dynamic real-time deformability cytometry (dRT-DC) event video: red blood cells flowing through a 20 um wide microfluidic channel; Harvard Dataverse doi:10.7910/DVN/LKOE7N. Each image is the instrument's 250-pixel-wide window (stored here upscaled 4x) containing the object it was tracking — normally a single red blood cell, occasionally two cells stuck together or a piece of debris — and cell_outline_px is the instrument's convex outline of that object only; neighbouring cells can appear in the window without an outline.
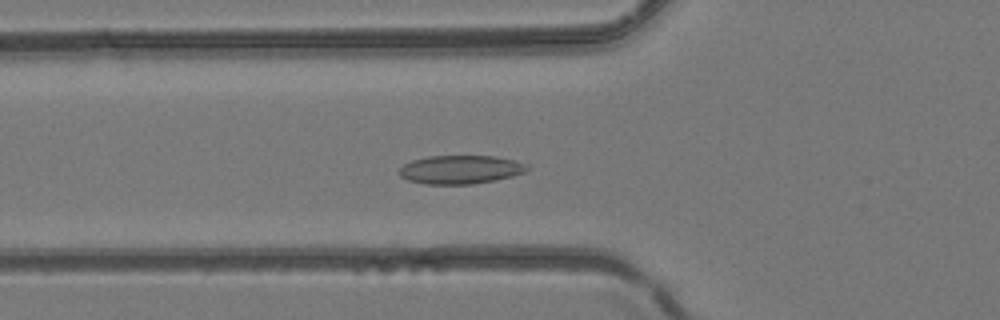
{"species": "common noctule bat (a hibernating species)", "species_latin": "Nyctalus noctula", "temperature_condition": "room temperature", "stored_images_in_passage": 46, "camera_frame_rate_fps": 3000, "um_per_image_px": 0.085, "animal": {"sex": "female", "body_mass_g": 24.6, "forearm_length_mm": 56.2}, "frame": {"image": 1, "passage_image": 16, "time_ms": 5.0, "image_size_px": [1000, 320], "cell_outline_px": [[528, 168], [524, 172], [512, 176], [496, 180], [472, 184], [424, 184], [408, 180], [400, 176], [400, 168], [404, 164], [412, 160], [428, 156], [492, 156], [512, 160], [528, 164]], "centroid_in_image_um": [39.12, 14.42], "position_along_channel_um": 86.7, "area_um2": 21.15}}
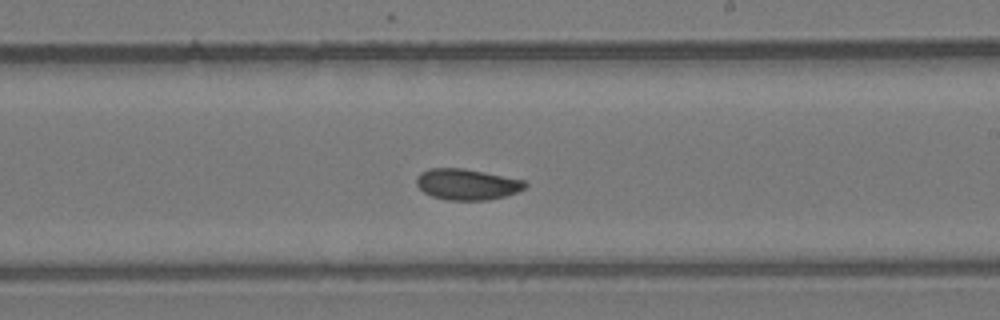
{"frame": {"image": 2, "passage_image": 27, "time_ms": 8.667, "image_size_px": [1000, 320], "cell_outline_px": [[528, 184], [524, 188], [516, 192], [504, 196], [488, 200], [448, 200], [432, 196], [424, 192], [416, 184], [416, 176], [420, 172], [428, 168], [464, 168], [524, 180]], "centroid_in_image_um": [39.66, 15.66], "position_along_channel_um": 249.3, "area_um2": 19.59}}
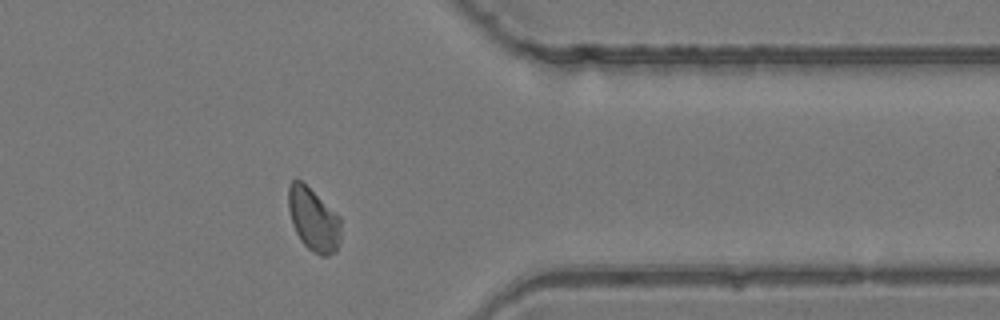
{"frame": {"image": 3, "passage_image": 37, "time_ms": 12.0, "image_size_px": [1000, 320], "cell_outline_px": [[340, 240], [336, 252], [328, 256], [320, 256], [308, 248], [300, 240], [292, 224], [288, 208], [288, 184], [292, 180], [300, 180], [336, 212], [340, 216]], "centroid_in_image_um": [26.64, 18.67], "position_along_channel_um": 384.8, "area_um2": 19.36}}